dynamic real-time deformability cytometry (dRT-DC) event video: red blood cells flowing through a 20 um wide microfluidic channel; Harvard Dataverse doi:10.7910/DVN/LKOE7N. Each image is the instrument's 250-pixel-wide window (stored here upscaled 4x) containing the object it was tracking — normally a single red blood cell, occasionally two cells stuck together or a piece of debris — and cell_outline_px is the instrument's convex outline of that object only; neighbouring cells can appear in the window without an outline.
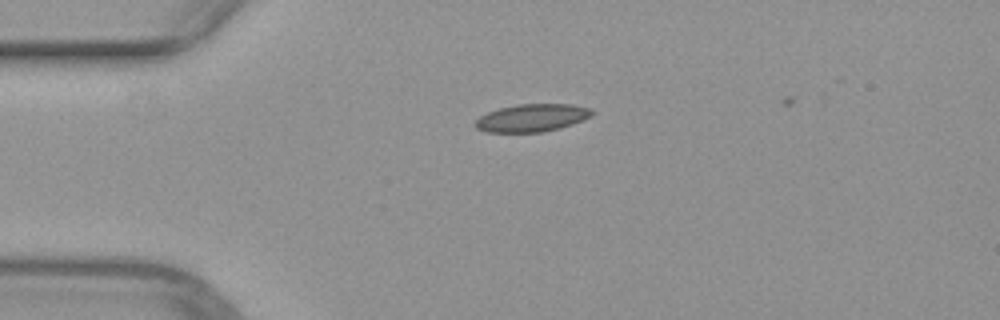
{"species": "common noctule bat (a hibernating species)", "species_latin": "Nyctalus noctula", "temperature_condition": "warm", "stored_images_in_passage": 35, "camera_frame_rate_fps": 3000, "um_per_image_px": 0.085, "animal": {"sex": "female", "body_mass_g": 29.2, "forearm_length_mm": 56.3}, "frame": {"image": 1, "passage_image": 1, "time_ms": 0.0, "image_size_px": [1000, 320], "cell_outline_px": [[592, 116], [572, 124], [560, 128], [544, 132], [488, 132], [476, 128], [472, 124], [480, 116], [488, 112], [500, 108], [516, 104], [572, 104], [588, 108], [592, 112]], "centroid_in_image_um": [45.18, 10.02], "position_along_channel_um": 39.8, "area_um2": 18.79}}
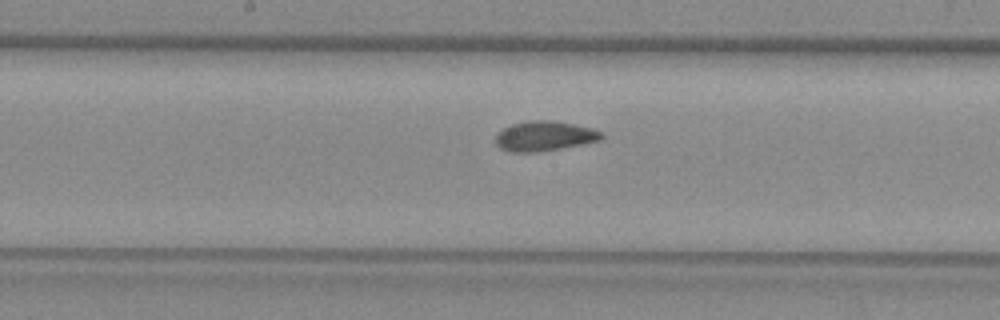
{"frame": {"image": 2, "passage_image": 15, "time_ms": 4.667, "image_size_px": [1000, 320], "cell_outline_px": [[604, 136], [600, 140], [584, 144], [536, 152], [512, 152], [500, 148], [496, 144], [496, 136], [504, 128], [512, 124], [528, 120], [552, 120], [592, 128], [600, 132]], "centroid_in_image_um": [46.28, 11.56], "position_along_channel_um": 201.9, "area_um2": 18.26}}
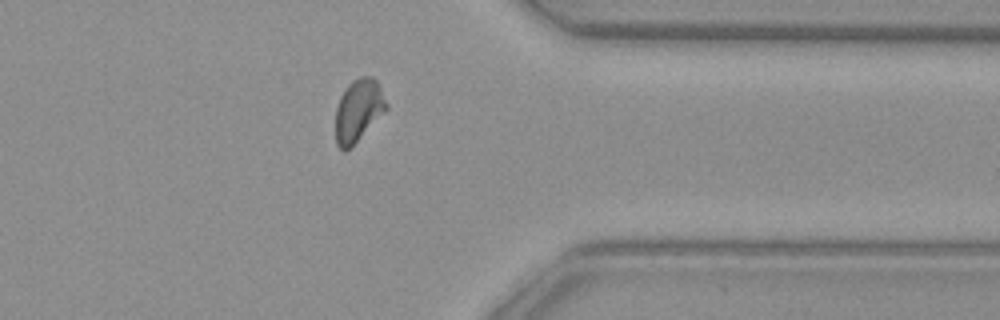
{"frame": {"image": 3, "passage_image": 29, "time_ms": 9.333, "image_size_px": [1000, 320], "cell_outline_px": [[388, 108], [344, 152], [336, 144], [336, 108], [340, 96], [348, 84], [352, 80], [360, 76], [372, 76], [376, 80], [388, 104]], "centroid_in_image_um": [30.45, 9.33], "position_along_channel_um": 381.0, "area_um2": 18.03}}